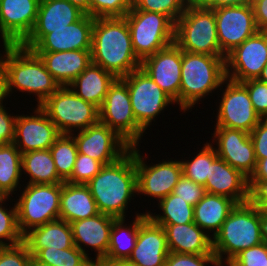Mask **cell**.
Here are the masks:
<instances>
[{"label": "cell", "mask_w": 267, "mask_h": 266, "mask_svg": "<svg viewBox=\"0 0 267 266\" xmlns=\"http://www.w3.org/2000/svg\"><path fill=\"white\" fill-rule=\"evenodd\" d=\"M99 213L116 219L127 217L129 204L137 195L135 146L116 162L104 165L86 184Z\"/></svg>", "instance_id": "obj_1"}, {"label": "cell", "mask_w": 267, "mask_h": 266, "mask_svg": "<svg viewBox=\"0 0 267 266\" xmlns=\"http://www.w3.org/2000/svg\"><path fill=\"white\" fill-rule=\"evenodd\" d=\"M91 62L116 78L141 68V61L133 51L125 17L94 18Z\"/></svg>", "instance_id": "obj_2"}, {"label": "cell", "mask_w": 267, "mask_h": 266, "mask_svg": "<svg viewBox=\"0 0 267 266\" xmlns=\"http://www.w3.org/2000/svg\"><path fill=\"white\" fill-rule=\"evenodd\" d=\"M1 46L4 50L0 51V62L7 72L10 97L17 90L29 96L33 94L38 103L36 106H40L61 87L32 50L21 45Z\"/></svg>", "instance_id": "obj_3"}, {"label": "cell", "mask_w": 267, "mask_h": 266, "mask_svg": "<svg viewBox=\"0 0 267 266\" xmlns=\"http://www.w3.org/2000/svg\"><path fill=\"white\" fill-rule=\"evenodd\" d=\"M225 59V56L182 51L179 92V110L181 112H189L215 90L217 93L220 91V87L226 79Z\"/></svg>", "instance_id": "obj_4"}, {"label": "cell", "mask_w": 267, "mask_h": 266, "mask_svg": "<svg viewBox=\"0 0 267 266\" xmlns=\"http://www.w3.org/2000/svg\"><path fill=\"white\" fill-rule=\"evenodd\" d=\"M263 242L261 211L249 202L237 204L212 238V249L219 262H230L244 249Z\"/></svg>", "instance_id": "obj_5"}, {"label": "cell", "mask_w": 267, "mask_h": 266, "mask_svg": "<svg viewBox=\"0 0 267 266\" xmlns=\"http://www.w3.org/2000/svg\"><path fill=\"white\" fill-rule=\"evenodd\" d=\"M174 43L185 52L224 56L219 46L214 10L191 1L175 22Z\"/></svg>", "instance_id": "obj_6"}, {"label": "cell", "mask_w": 267, "mask_h": 266, "mask_svg": "<svg viewBox=\"0 0 267 266\" xmlns=\"http://www.w3.org/2000/svg\"><path fill=\"white\" fill-rule=\"evenodd\" d=\"M19 199L14 200L17 207V224L24 235L29 230L59 219L60 194L59 184H22Z\"/></svg>", "instance_id": "obj_7"}, {"label": "cell", "mask_w": 267, "mask_h": 266, "mask_svg": "<svg viewBox=\"0 0 267 266\" xmlns=\"http://www.w3.org/2000/svg\"><path fill=\"white\" fill-rule=\"evenodd\" d=\"M39 107L60 134L71 135L99 121V109L77 96L69 86H61Z\"/></svg>", "instance_id": "obj_8"}, {"label": "cell", "mask_w": 267, "mask_h": 266, "mask_svg": "<svg viewBox=\"0 0 267 266\" xmlns=\"http://www.w3.org/2000/svg\"><path fill=\"white\" fill-rule=\"evenodd\" d=\"M124 17L130 29L133 51L141 62L174 42L175 24L167 16L137 10L132 5Z\"/></svg>", "instance_id": "obj_9"}, {"label": "cell", "mask_w": 267, "mask_h": 266, "mask_svg": "<svg viewBox=\"0 0 267 266\" xmlns=\"http://www.w3.org/2000/svg\"><path fill=\"white\" fill-rule=\"evenodd\" d=\"M99 121L114 130L131 147L141 145V139L147 134L136 121L127 84L121 78H116L109 86L99 109Z\"/></svg>", "instance_id": "obj_10"}, {"label": "cell", "mask_w": 267, "mask_h": 266, "mask_svg": "<svg viewBox=\"0 0 267 266\" xmlns=\"http://www.w3.org/2000/svg\"><path fill=\"white\" fill-rule=\"evenodd\" d=\"M121 79L127 84L136 121L145 130L151 127L153 121L156 122L155 119L169 108V105L176 104L141 68Z\"/></svg>", "instance_id": "obj_11"}, {"label": "cell", "mask_w": 267, "mask_h": 266, "mask_svg": "<svg viewBox=\"0 0 267 266\" xmlns=\"http://www.w3.org/2000/svg\"><path fill=\"white\" fill-rule=\"evenodd\" d=\"M220 90L222 97L218 99L217 118L213 127L243 130L250 134L261 117L253 108L247 88L240 82L226 78Z\"/></svg>", "instance_id": "obj_12"}, {"label": "cell", "mask_w": 267, "mask_h": 266, "mask_svg": "<svg viewBox=\"0 0 267 266\" xmlns=\"http://www.w3.org/2000/svg\"><path fill=\"white\" fill-rule=\"evenodd\" d=\"M135 146V166L137 172V194L150 197V201L162 200L173 192V189L182 176V166L179 159L166 158L148 165L140 148ZM141 153V154H140Z\"/></svg>", "instance_id": "obj_13"}, {"label": "cell", "mask_w": 267, "mask_h": 266, "mask_svg": "<svg viewBox=\"0 0 267 266\" xmlns=\"http://www.w3.org/2000/svg\"><path fill=\"white\" fill-rule=\"evenodd\" d=\"M266 64L267 30H259L226 56V78L240 83L258 79Z\"/></svg>", "instance_id": "obj_14"}, {"label": "cell", "mask_w": 267, "mask_h": 266, "mask_svg": "<svg viewBox=\"0 0 267 266\" xmlns=\"http://www.w3.org/2000/svg\"><path fill=\"white\" fill-rule=\"evenodd\" d=\"M71 135L76 141L78 153L90 156L103 165L116 162L131 148L114 130L100 121Z\"/></svg>", "instance_id": "obj_15"}, {"label": "cell", "mask_w": 267, "mask_h": 266, "mask_svg": "<svg viewBox=\"0 0 267 266\" xmlns=\"http://www.w3.org/2000/svg\"><path fill=\"white\" fill-rule=\"evenodd\" d=\"M220 50L226 57L259 29L251 3L214 10Z\"/></svg>", "instance_id": "obj_16"}, {"label": "cell", "mask_w": 267, "mask_h": 266, "mask_svg": "<svg viewBox=\"0 0 267 266\" xmlns=\"http://www.w3.org/2000/svg\"><path fill=\"white\" fill-rule=\"evenodd\" d=\"M211 136L218 157L250 178L257 165L254 144L250 134L237 129L214 127ZM214 138V139H213ZM216 142V143H215ZM215 143V144H214ZM216 145L214 147V145Z\"/></svg>", "instance_id": "obj_17"}, {"label": "cell", "mask_w": 267, "mask_h": 266, "mask_svg": "<svg viewBox=\"0 0 267 266\" xmlns=\"http://www.w3.org/2000/svg\"><path fill=\"white\" fill-rule=\"evenodd\" d=\"M40 0H0V42L20 45L31 33Z\"/></svg>", "instance_id": "obj_18"}, {"label": "cell", "mask_w": 267, "mask_h": 266, "mask_svg": "<svg viewBox=\"0 0 267 266\" xmlns=\"http://www.w3.org/2000/svg\"><path fill=\"white\" fill-rule=\"evenodd\" d=\"M32 114L17 115L15 121L14 144L22 153L46 150L61 135L47 114L39 107L33 108Z\"/></svg>", "instance_id": "obj_19"}, {"label": "cell", "mask_w": 267, "mask_h": 266, "mask_svg": "<svg viewBox=\"0 0 267 266\" xmlns=\"http://www.w3.org/2000/svg\"><path fill=\"white\" fill-rule=\"evenodd\" d=\"M182 50L173 42L141 62V69L179 106Z\"/></svg>", "instance_id": "obj_20"}, {"label": "cell", "mask_w": 267, "mask_h": 266, "mask_svg": "<svg viewBox=\"0 0 267 266\" xmlns=\"http://www.w3.org/2000/svg\"><path fill=\"white\" fill-rule=\"evenodd\" d=\"M94 18L84 14L78 21L60 29H48L31 50L33 52H61L91 50Z\"/></svg>", "instance_id": "obj_21"}, {"label": "cell", "mask_w": 267, "mask_h": 266, "mask_svg": "<svg viewBox=\"0 0 267 266\" xmlns=\"http://www.w3.org/2000/svg\"><path fill=\"white\" fill-rule=\"evenodd\" d=\"M85 13L67 0H40L37 19L29 36L20 44L32 49L48 29H60L78 21Z\"/></svg>", "instance_id": "obj_22"}, {"label": "cell", "mask_w": 267, "mask_h": 266, "mask_svg": "<svg viewBox=\"0 0 267 266\" xmlns=\"http://www.w3.org/2000/svg\"><path fill=\"white\" fill-rule=\"evenodd\" d=\"M116 218L99 213L94 217L70 223L74 245L78 247L92 262L105 258L108 251L110 232ZM93 249L94 258L87 253Z\"/></svg>", "instance_id": "obj_23"}, {"label": "cell", "mask_w": 267, "mask_h": 266, "mask_svg": "<svg viewBox=\"0 0 267 266\" xmlns=\"http://www.w3.org/2000/svg\"><path fill=\"white\" fill-rule=\"evenodd\" d=\"M168 254L165 229L148 217L139 227L128 261L136 266H164Z\"/></svg>", "instance_id": "obj_24"}, {"label": "cell", "mask_w": 267, "mask_h": 266, "mask_svg": "<svg viewBox=\"0 0 267 266\" xmlns=\"http://www.w3.org/2000/svg\"><path fill=\"white\" fill-rule=\"evenodd\" d=\"M204 187L206 193L231 198L238 204L248 202L249 178L220 157L210 164Z\"/></svg>", "instance_id": "obj_25"}, {"label": "cell", "mask_w": 267, "mask_h": 266, "mask_svg": "<svg viewBox=\"0 0 267 266\" xmlns=\"http://www.w3.org/2000/svg\"><path fill=\"white\" fill-rule=\"evenodd\" d=\"M60 86H68L91 63V50L34 52Z\"/></svg>", "instance_id": "obj_26"}, {"label": "cell", "mask_w": 267, "mask_h": 266, "mask_svg": "<svg viewBox=\"0 0 267 266\" xmlns=\"http://www.w3.org/2000/svg\"><path fill=\"white\" fill-rule=\"evenodd\" d=\"M165 229L169 252L214 254L212 237L194 222L187 224H157Z\"/></svg>", "instance_id": "obj_27"}, {"label": "cell", "mask_w": 267, "mask_h": 266, "mask_svg": "<svg viewBox=\"0 0 267 266\" xmlns=\"http://www.w3.org/2000/svg\"><path fill=\"white\" fill-rule=\"evenodd\" d=\"M23 243L34 257L41 249H69L74 247L70 223L56 219L35 227L23 235Z\"/></svg>", "instance_id": "obj_28"}, {"label": "cell", "mask_w": 267, "mask_h": 266, "mask_svg": "<svg viewBox=\"0 0 267 266\" xmlns=\"http://www.w3.org/2000/svg\"><path fill=\"white\" fill-rule=\"evenodd\" d=\"M97 214L96 202L86 184L62 183L59 219L71 223Z\"/></svg>", "instance_id": "obj_29"}, {"label": "cell", "mask_w": 267, "mask_h": 266, "mask_svg": "<svg viewBox=\"0 0 267 266\" xmlns=\"http://www.w3.org/2000/svg\"><path fill=\"white\" fill-rule=\"evenodd\" d=\"M115 79L111 72L91 62L68 86L77 96L100 109Z\"/></svg>", "instance_id": "obj_30"}, {"label": "cell", "mask_w": 267, "mask_h": 266, "mask_svg": "<svg viewBox=\"0 0 267 266\" xmlns=\"http://www.w3.org/2000/svg\"><path fill=\"white\" fill-rule=\"evenodd\" d=\"M237 204L231 198L206 193L194 206V223L213 238Z\"/></svg>", "instance_id": "obj_31"}, {"label": "cell", "mask_w": 267, "mask_h": 266, "mask_svg": "<svg viewBox=\"0 0 267 266\" xmlns=\"http://www.w3.org/2000/svg\"><path fill=\"white\" fill-rule=\"evenodd\" d=\"M128 224L125 218L115 219L110 232V241L105 258L128 260L136 244L140 225L148 218L147 212L137 213ZM133 221V222H132Z\"/></svg>", "instance_id": "obj_32"}, {"label": "cell", "mask_w": 267, "mask_h": 266, "mask_svg": "<svg viewBox=\"0 0 267 266\" xmlns=\"http://www.w3.org/2000/svg\"><path fill=\"white\" fill-rule=\"evenodd\" d=\"M22 174L29 178L24 184H59L64 182L57 174L50 149L22 154Z\"/></svg>", "instance_id": "obj_33"}, {"label": "cell", "mask_w": 267, "mask_h": 266, "mask_svg": "<svg viewBox=\"0 0 267 266\" xmlns=\"http://www.w3.org/2000/svg\"><path fill=\"white\" fill-rule=\"evenodd\" d=\"M22 153L14 143L0 146V196L11 197L15 191L21 189ZM19 188V189H18Z\"/></svg>", "instance_id": "obj_34"}, {"label": "cell", "mask_w": 267, "mask_h": 266, "mask_svg": "<svg viewBox=\"0 0 267 266\" xmlns=\"http://www.w3.org/2000/svg\"><path fill=\"white\" fill-rule=\"evenodd\" d=\"M159 214H153L150 210L146 211L148 217L155 224H187L194 222V206L188 204L179 196L170 193L162 200L157 202Z\"/></svg>", "instance_id": "obj_35"}, {"label": "cell", "mask_w": 267, "mask_h": 266, "mask_svg": "<svg viewBox=\"0 0 267 266\" xmlns=\"http://www.w3.org/2000/svg\"><path fill=\"white\" fill-rule=\"evenodd\" d=\"M93 262L76 246L69 249H41L33 257V266H92Z\"/></svg>", "instance_id": "obj_36"}, {"label": "cell", "mask_w": 267, "mask_h": 266, "mask_svg": "<svg viewBox=\"0 0 267 266\" xmlns=\"http://www.w3.org/2000/svg\"><path fill=\"white\" fill-rule=\"evenodd\" d=\"M196 155L191 156V159H180L182 166V174L195 183L205 186L207 177H209L210 164L218 157L213 146L208 142L203 144ZM185 159V160H184Z\"/></svg>", "instance_id": "obj_37"}, {"label": "cell", "mask_w": 267, "mask_h": 266, "mask_svg": "<svg viewBox=\"0 0 267 266\" xmlns=\"http://www.w3.org/2000/svg\"><path fill=\"white\" fill-rule=\"evenodd\" d=\"M58 176L65 182L72 174L78 154L72 135L61 134L50 147Z\"/></svg>", "instance_id": "obj_38"}, {"label": "cell", "mask_w": 267, "mask_h": 266, "mask_svg": "<svg viewBox=\"0 0 267 266\" xmlns=\"http://www.w3.org/2000/svg\"><path fill=\"white\" fill-rule=\"evenodd\" d=\"M12 197L0 196V247L14 246L23 242V235L20 233L17 224V207L7 208V200L10 203ZM6 202V203H5Z\"/></svg>", "instance_id": "obj_39"}, {"label": "cell", "mask_w": 267, "mask_h": 266, "mask_svg": "<svg viewBox=\"0 0 267 266\" xmlns=\"http://www.w3.org/2000/svg\"><path fill=\"white\" fill-rule=\"evenodd\" d=\"M192 0H132L137 10L157 12L167 16L174 24Z\"/></svg>", "instance_id": "obj_40"}, {"label": "cell", "mask_w": 267, "mask_h": 266, "mask_svg": "<svg viewBox=\"0 0 267 266\" xmlns=\"http://www.w3.org/2000/svg\"><path fill=\"white\" fill-rule=\"evenodd\" d=\"M132 8V0H89V16L93 18L124 17Z\"/></svg>", "instance_id": "obj_41"}, {"label": "cell", "mask_w": 267, "mask_h": 266, "mask_svg": "<svg viewBox=\"0 0 267 266\" xmlns=\"http://www.w3.org/2000/svg\"><path fill=\"white\" fill-rule=\"evenodd\" d=\"M104 165L91 158L78 153L71 176L65 181L73 184H87Z\"/></svg>", "instance_id": "obj_42"}, {"label": "cell", "mask_w": 267, "mask_h": 266, "mask_svg": "<svg viewBox=\"0 0 267 266\" xmlns=\"http://www.w3.org/2000/svg\"><path fill=\"white\" fill-rule=\"evenodd\" d=\"M0 266H33V257L22 242L0 247Z\"/></svg>", "instance_id": "obj_43"}, {"label": "cell", "mask_w": 267, "mask_h": 266, "mask_svg": "<svg viewBox=\"0 0 267 266\" xmlns=\"http://www.w3.org/2000/svg\"><path fill=\"white\" fill-rule=\"evenodd\" d=\"M215 254H186L169 252L164 266H217Z\"/></svg>", "instance_id": "obj_44"}, {"label": "cell", "mask_w": 267, "mask_h": 266, "mask_svg": "<svg viewBox=\"0 0 267 266\" xmlns=\"http://www.w3.org/2000/svg\"><path fill=\"white\" fill-rule=\"evenodd\" d=\"M229 263L233 266H267V244L262 242L244 249Z\"/></svg>", "instance_id": "obj_45"}, {"label": "cell", "mask_w": 267, "mask_h": 266, "mask_svg": "<svg viewBox=\"0 0 267 266\" xmlns=\"http://www.w3.org/2000/svg\"><path fill=\"white\" fill-rule=\"evenodd\" d=\"M241 83L247 88L255 112L261 118H267V83L258 79Z\"/></svg>", "instance_id": "obj_46"}, {"label": "cell", "mask_w": 267, "mask_h": 266, "mask_svg": "<svg viewBox=\"0 0 267 266\" xmlns=\"http://www.w3.org/2000/svg\"><path fill=\"white\" fill-rule=\"evenodd\" d=\"M172 193L195 206L204 197L206 190L203 185L193 182L182 174Z\"/></svg>", "instance_id": "obj_47"}, {"label": "cell", "mask_w": 267, "mask_h": 266, "mask_svg": "<svg viewBox=\"0 0 267 266\" xmlns=\"http://www.w3.org/2000/svg\"><path fill=\"white\" fill-rule=\"evenodd\" d=\"M4 104L0 106V146L14 142L15 121L18 115L7 111L9 107H5L6 102Z\"/></svg>", "instance_id": "obj_48"}, {"label": "cell", "mask_w": 267, "mask_h": 266, "mask_svg": "<svg viewBox=\"0 0 267 266\" xmlns=\"http://www.w3.org/2000/svg\"><path fill=\"white\" fill-rule=\"evenodd\" d=\"M248 202L267 214V180H249Z\"/></svg>", "instance_id": "obj_49"}, {"label": "cell", "mask_w": 267, "mask_h": 266, "mask_svg": "<svg viewBox=\"0 0 267 266\" xmlns=\"http://www.w3.org/2000/svg\"><path fill=\"white\" fill-rule=\"evenodd\" d=\"M254 144L256 159H264L267 155V118H261L250 133Z\"/></svg>", "instance_id": "obj_50"}, {"label": "cell", "mask_w": 267, "mask_h": 266, "mask_svg": "<svg viewBox=\"0 0 267 266\" xmlns=\"http://www.w3.org/2000/svg\"><path fill=\"white\" fill-rule=\"evenodd\" d=\"M256 26L267 30V0H251Z\"/></svg>", "instance_id": "obj_51"}, {"label": "cell", "mask_w": 267, "mask_h": 266, "mask_svg": "<svg viewBox=\"0 0 267 266\" xmlns=\"http://www.w3.org/2000/svg\"><path fill=\"white\" fill-rule=\"evenodd\" d=\"M192 1L202 8L211 10H215L221 7L241 6L251 3V0H192Z\"/></svg>", "instance_id": "obj_52"}, {"label": "cell", "mask_w": 267, "mask_h": 266, "mask_svg": "<svg viewBox=\"0 0 267 266\" xmlns=\"http://www.w3.org/2000/svg\"><path fill=\"white\" fill-rule=\"evenodd\" d=\"M7 97L10 98L8 92L7 72L3 64L0 62V106L4 105L3 103L6 99H8Z\"/></svg>", "instance_id": "obj_53"}, {"label": "cell", "mask_w": 267, "mask_h": 266, "mask_svg": "<svg viewBox=\"0 0 267 266\" xmlns=\"http://www.w3.org/2000/svg\"><path fill=\"white\" fill-rule=\"evenodd\" d=\"M257 165L249 180H267V155L264 159H256Z\"/></svg>", "instance_id": "obj_54"}, {"label": "cell", "mask_w": 267, "mask_h": 266, "mask_svg": "<svg viewBox=\"0 0 267 266\" xmlns=\"http://www.w3.org/2000/svg\"><path fill=\"white\" fill-rule=\"evenodd\" d=\"M92 266H136L130 263L128 260H112L102 258L93 262Z\"/></svg>", "instance_id": "obj_55"}, {"label": "cell", "mask_w": 267, "mask_h": 266, "mask_svg": "<svg viewBox=\"0 0 267 266\" xmlns=\"http://www.w3.org/2000/svg\"><path fill=\"white\" fill-rule=\"evenodd\" d=\"M72 5L78 7L85 14L89 15V0H67Z\"/></svg>", "instance_id": "obj_56"}, {"label": "cell", "mask_w": 267, "mask_h": 266, "mask_svg": "<svg viewBox=\"0 0 267 266\" xmlns=\"http://www.w3.org/2000/svg\"><path fill=\"white\" fill-rule=\"evenodd\" d=\"M263 219V242L267 244V214H262Z\"/></svg>", "instance_id": "obj_57"}, {"label": "cell", "mask_w": 267, "mask_h": 266, "mask_svg": "<svg viewBox=\"0 0 267 266\" xmlns=\"http://www.w3.org/2000/svg\"><path fill=\"white\" fill-rule=\"evenodd\" d=\"M258 80L267 83V64L264 66Z\"/></svg>", "instance_id": "obj_58"}, {"label": "cell", "mask_w": 267, "mask_h": 266, "mask_svg": "<svg viewBox=\"0 0 267 266\" xmlns=\"http://www.w3.org/2000/svg\"><path fill=\"white\" fill-rule=\"evenodd\" d=\"M217 266H233V265H231L229 262H225V263L219 262Z\"/></svg>", "instance_id": "obj_59"}]
</instances>
